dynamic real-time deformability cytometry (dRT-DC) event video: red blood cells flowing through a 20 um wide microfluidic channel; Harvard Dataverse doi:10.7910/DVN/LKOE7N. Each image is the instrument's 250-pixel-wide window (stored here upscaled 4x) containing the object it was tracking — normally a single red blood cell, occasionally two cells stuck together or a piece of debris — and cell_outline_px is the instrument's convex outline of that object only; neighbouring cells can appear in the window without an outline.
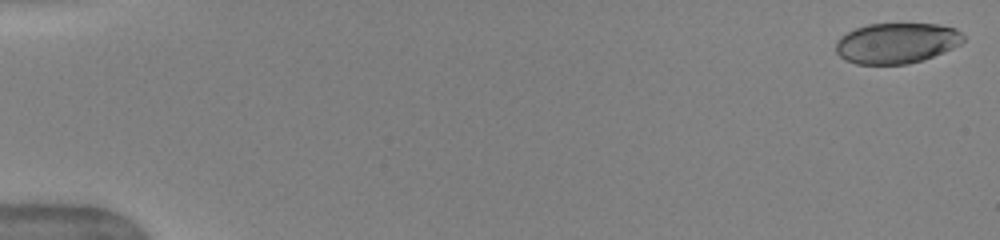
{"species": "human", "species_latin": "Homo sapiens", "temperature_condition": "warm", "stored_images_in_passage": 50, "camera_frame_rate_fps": 3000, "um_per_image_px": 0.085, "donor": {"sex": "female"}, "frame": {"image": 1, "passage_image": 1, "time_ms": 0.0, "image_size_px": [1000, 240], "cell_outline_px": [[964, 40], [960, 44], [952, 48], [924, 60], [908, 64], [856, 64], [844, 60], [836, 52], [836, 40], [840, 36], [856, 28], [868, 24], [936, 24], [956, 28], [964, 36]], "centroid_in_image_um": [76.19, 3.67], "position_along_channel_um": 8.8, "area_um2": 30.17}}
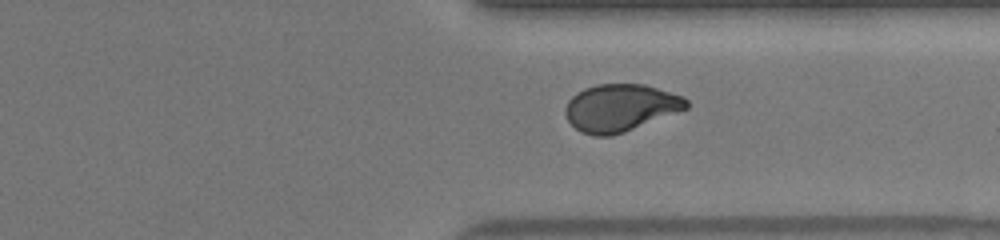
{"frame": {"image": 2, "passage_image": 39, "time_ms": 12.667, "image_size_px": [1000, 240], "cell_outline_px": [[688, 108], [624, 132], [612, 136], [592, 136], [580, 132], [568, 120], [564, 112], [564, 108], [568, 100], [572, 96], [584, 88], [596, 84], [644, 84], [684, 96], [688, 100]], "centroid_in_image_um": [52.71, 9.16], "position_along_channel_um": 358.7, "area_um2": 33.41}}
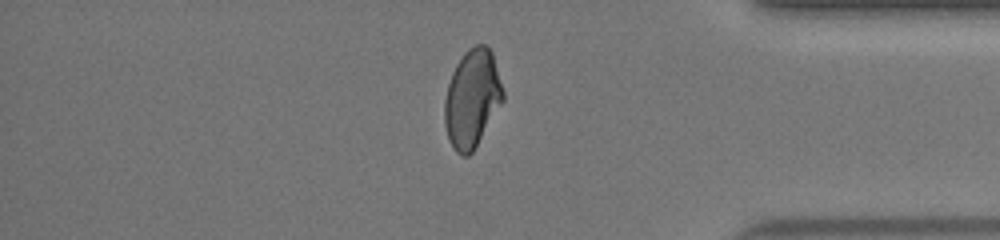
{"frame": {"image": 3, "passage_image": 43, "time_ms": 14.0, "image_size_px": [1000, 240], "cell_outline_px": [[504, 100], [472, 152], [468, 156], [464, 156], [456, 152], [448, 140], [444, 124], [444, 100], [448, 84], [452, 72], [456, 64], [464, 52], [468, 48], [476, 44], [484, 44], [492, 52], [504, 92]], "centroid_in_image_um": [40.11, 8.37], "position_along_channel_um": 395.1, "area_um2": 33.35}, "authors_computed_cell_mechanics": {"area_um2": 33.1483, "velocity_mm_per_s": 4.0629, "shape_relaxation_time_tau1_ms": 7.0223, "shape_relaxation_time_tau2_ms": 0.9243, "deformation_change_tau1": 0.1975, "deformation_change_tau2": 0.0558}}